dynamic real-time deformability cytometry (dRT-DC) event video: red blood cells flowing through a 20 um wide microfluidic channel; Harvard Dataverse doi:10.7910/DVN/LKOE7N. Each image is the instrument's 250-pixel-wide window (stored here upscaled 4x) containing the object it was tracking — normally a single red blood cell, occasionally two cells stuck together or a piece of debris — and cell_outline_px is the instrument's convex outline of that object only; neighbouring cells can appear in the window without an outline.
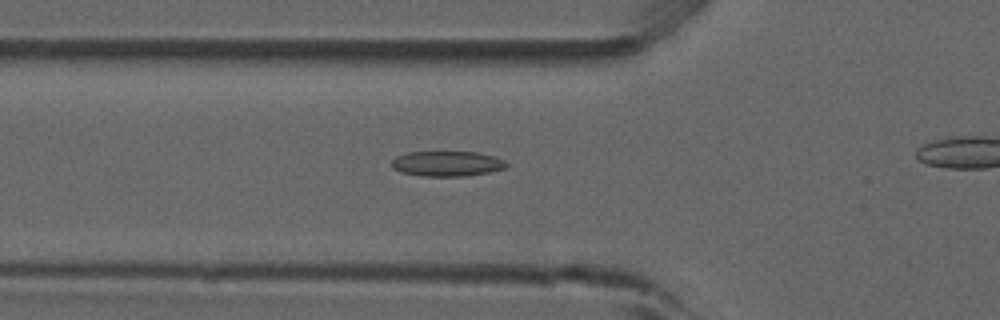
{"species": "common noctule bat (a hibernating species)", "species_latin": "Nyctalus noctula", "temperature_condition": "room temperature", "stored_images_in_passage": 44, "camera_frame_rate_fps": 3000, "um_per_image_px": 0.085, "animal": {"sex": "male", "forearm_length_mm": 52.5}, "frame": {"image": 1, "passage_image": 19, "time_ms": 6.0, "image_size_px": [1000, 320], "cell_outline_px": [[508, 164], [504, 168], [488, 172], [468, 176], [420, 176], [400, 172], [392, 168], [392, 160], [396, 156], [408, 152], [476, 152], [496, 156], [504, 160]], "centroid_in_image_um": [37.98, 13.91], "position_along_channel_um": 87.8, "area_um2": 16.94}}